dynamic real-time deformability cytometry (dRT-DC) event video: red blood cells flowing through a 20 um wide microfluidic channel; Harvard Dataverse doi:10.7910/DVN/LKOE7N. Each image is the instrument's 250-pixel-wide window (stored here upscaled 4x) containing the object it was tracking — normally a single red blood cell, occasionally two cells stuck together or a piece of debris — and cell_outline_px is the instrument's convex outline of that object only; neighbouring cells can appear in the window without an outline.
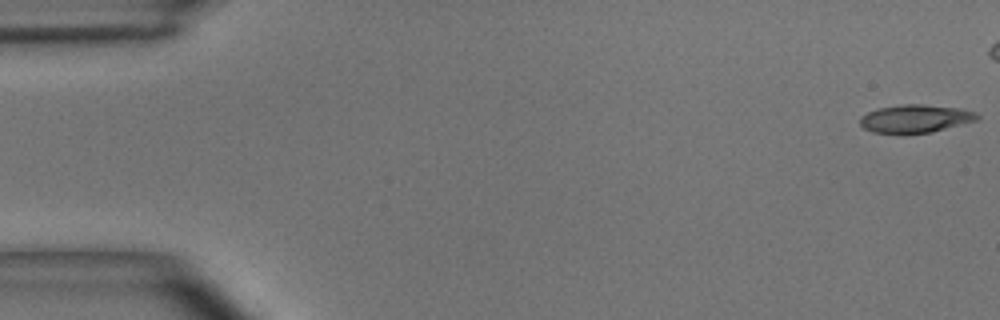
{"species": "common noctule bat (a hibernating species)", "species_latin": "Nyctalus noctula", "temperature_condition": "room temperature", "stored_images_in_passage": 5, "camera_frame_rate_fps": 3000, "um_per_image_px": 0.085, "animal": {"sex": "male", "body_mass_g": 15.6}, "frame": {"image": 1, "passage_image": 1, "time_ms": 0.0, "image_size_px": [1000, 320], "cell_outline_px": [[980, 120], [932, 132], [872, 132], [864, 128], [860, 124], [860, 116], [876, 108], [900, 104], [924, 104], [960, 108], [976, 112], [980, 116]], "centroid_in_image_um": [77.85, 10.06], "position_along_channel_um": 7.1, "area_um2": 19.13}}
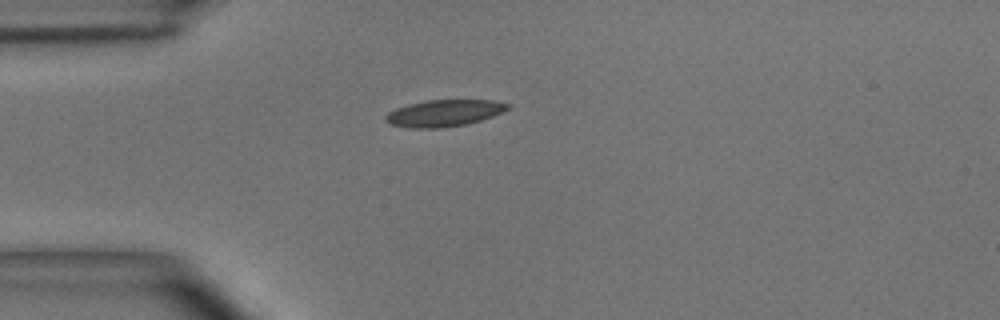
{"frame": {"image": 2, "passage_image": 5, "time_ms": 1.333, "image_size_px": [1000, 320], "cell_outline_px": [[512, 108], [492, 116], [468, 124], [440, 128], [408, 128], [392, 124], [384, 120], [384, 116], [388, 112], [396, 108], [408, 104], [428, 100], [492, 100], [512, 104]], "centroid_in_image_um": [37.77, 9.61], "position_along_channel_um": 47.2, "area_um2": 19.13}}